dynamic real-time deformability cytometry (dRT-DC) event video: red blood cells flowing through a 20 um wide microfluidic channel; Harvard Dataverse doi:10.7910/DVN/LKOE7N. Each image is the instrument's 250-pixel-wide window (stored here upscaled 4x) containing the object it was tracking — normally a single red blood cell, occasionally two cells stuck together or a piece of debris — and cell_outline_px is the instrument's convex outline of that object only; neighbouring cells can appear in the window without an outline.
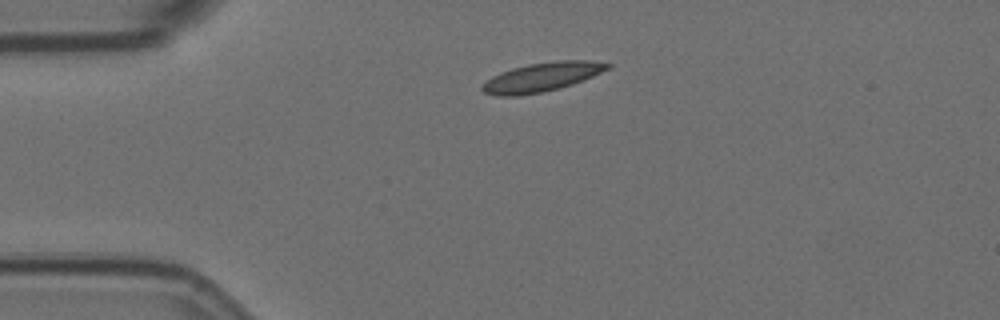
{"species": "Egyptian fruit bat (a non-hibernating species)", "species_latin": "Rousettus aegyptiacus", "temperature_condition": "room temperature", "stored_images_in_passage": 2, "camera_frame_rate_fps": 3000, "um_per_image_px": 0.085, "animal": {"sex": "female"}, "frame": {"image": 1, "passage_image": 1, "time_ms": 0.0, "image_size_px": [1000, 320], "cell_outline_px": [[612, 64], [608, 68], [584, 80], [572, 84], [540, 92], [516, 96], [496, 96], [484, 92], [480, 88], [492, 76], [500, 72], [512, 68], [528, 64], [556, 60], [592, 60]], "centroid_in_image_um": [46.04, 6.54], "position_along_channel_um": 39.0, "area_um2": 20.92}}